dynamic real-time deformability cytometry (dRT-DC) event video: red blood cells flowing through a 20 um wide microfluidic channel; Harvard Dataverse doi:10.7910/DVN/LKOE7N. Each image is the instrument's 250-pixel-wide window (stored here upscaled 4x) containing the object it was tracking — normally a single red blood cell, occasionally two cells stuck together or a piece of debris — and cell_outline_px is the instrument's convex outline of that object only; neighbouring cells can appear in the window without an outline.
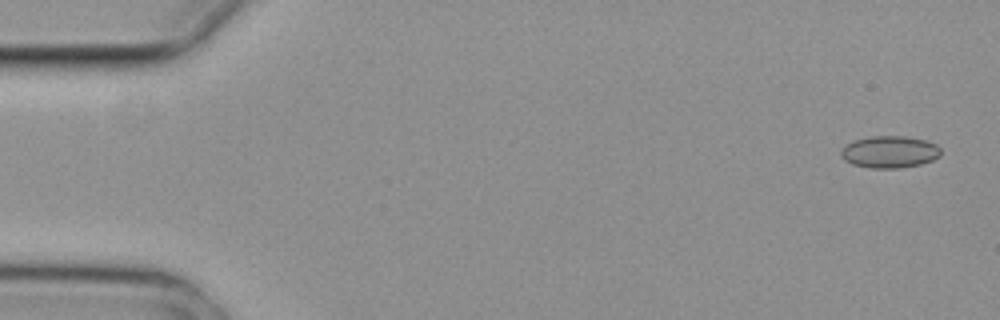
{"species": "common noctule bat (a hibernating species)", "species_latin": "Nyctalus noctula", "temperature_condition": "cold", "stored_images_in_passage": 4, "camera_frame_rate_fps": 3000, "um_per_image_px": 0.085, "animal": {"sex": "female", "body_mass_g": 29.2, "forearm_length_mm": 56.3}, "frame": {"image": 1, "passage_image": 1, "time_ms": 0.0, "image_size_px": [1000, 320], "cell_outline_px": [[940, 156], [932, 160], [920, 164], [900, 168], [872, 168], [852, 164], [844, 160], [840, 156], [840, 152], [852, 140], [872, 136], [904, 136], [924, 140], [936, 144], [940, 148]], "centroid_in_image_um": [75.61, 12.91], "position_along_channel_um": 9.4, "area_um2": 18.55}}
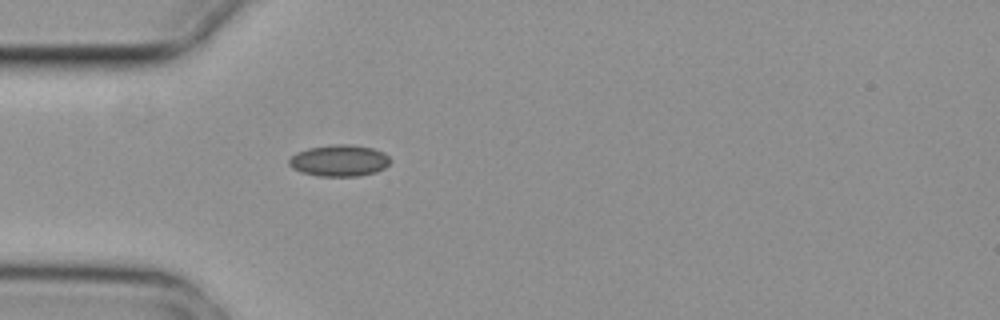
{"frame": {"image": 2, "passage_image": 4, "time_ms": 1.0, "image_size_px": [1000, 320], "cell_outline_px": [[388, 164], [384, 168], [376, 172], [360, 176], [320, 176], [300, 172], [292, 168], [288, 164], [288, 160], [296, 152], [308, 148], [332, 144], [348, 144], [372, 148], [384, 152], [388, 156]], "centroid_in_image_um": [28.8, 13.65], "position_along_channel_um": 56.2, "area_um2": 18.61}}